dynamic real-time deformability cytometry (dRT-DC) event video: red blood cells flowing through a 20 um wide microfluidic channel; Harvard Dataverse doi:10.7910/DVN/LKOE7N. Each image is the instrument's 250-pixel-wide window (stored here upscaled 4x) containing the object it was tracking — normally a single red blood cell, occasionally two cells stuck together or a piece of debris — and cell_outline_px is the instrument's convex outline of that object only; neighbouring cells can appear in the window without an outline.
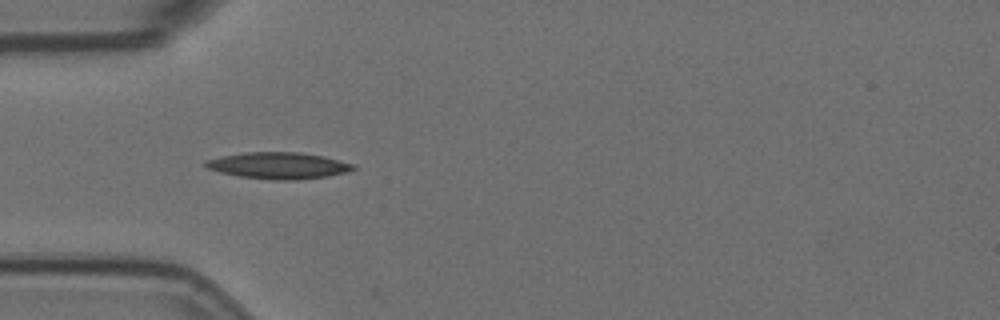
{"species": "Egyptian fruit bat (a non-hibernating species)", "species_latin": "Rousettus aegyptiacus", "temperature_condition": "room temperature", "stored_images_in_passage": 6, "camera_frame_rate_fps": 3000, "um_per_image_px": 0.085, "animal": {"sex": "female"}, "frame": {"image": 1, "passage_image": 5, "time_ms": 1.333, "image_size_px": [1000, 320], "cell_outline_px": [[356, 168], [344, 172], [328, 176], [296, 180], [272, 180], [240, 176], [220, 172], [208, 168], [204, 164], [204, 160], [224, 156], [248, 152], [300, 152], [320, 156], [356, 164]], "centroid_in_image_um": [23.67, 14.07], "position_along_channel_um": 61.3, "area_um2": 22.54}}
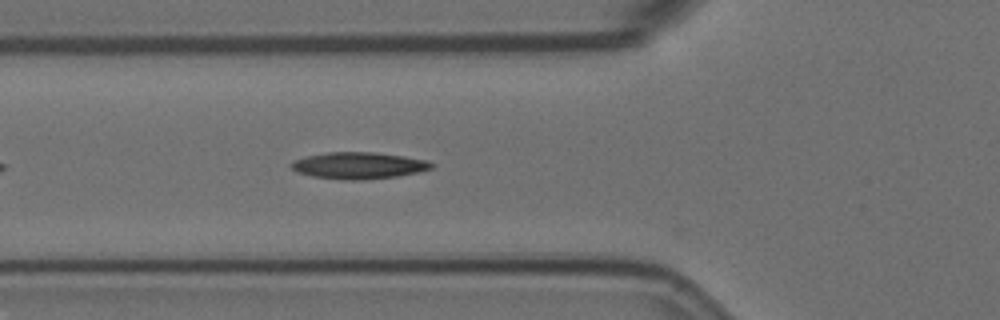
{"frame": {"image": 2, "passage_image": 6, "time_ms": 1.667, "image_size_px": [1000, 320], "cell_outline_px": [[436, 164], [432, 168], [420, 172], [396, 176], [364, 180], [348, 180], [312, 176], [296, 172], [288, 164], [292, 160], [304, 156], [328, 152], [372, 152], [404, 156], [428, 160]], "centroid_in_image_um": [30.48, 14.06], "position_along_channel_um": 95.3, "area_um2": 22.02}}